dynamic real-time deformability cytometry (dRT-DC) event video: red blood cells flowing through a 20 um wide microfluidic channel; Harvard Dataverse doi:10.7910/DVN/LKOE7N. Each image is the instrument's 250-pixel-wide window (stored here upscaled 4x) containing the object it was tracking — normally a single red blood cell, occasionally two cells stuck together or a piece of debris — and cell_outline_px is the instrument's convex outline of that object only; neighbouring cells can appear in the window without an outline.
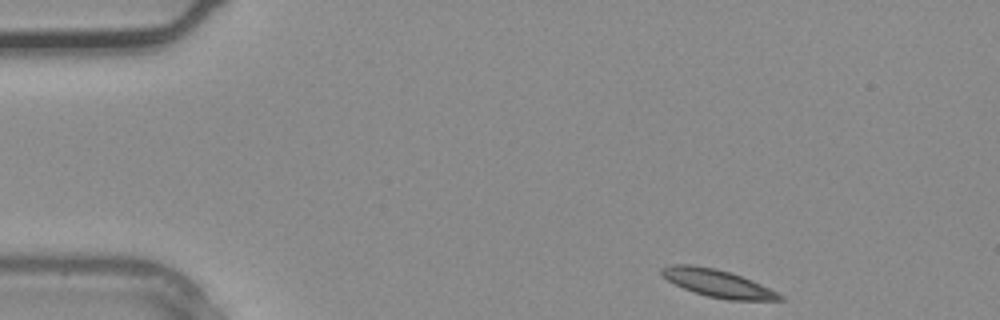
{"species": "common noctule bat (a hibernating species)", "species_latin": "Nyctalus noctula", "temperature_condition": "warm", "stored_images_in_passage": 3, "camera_frame_rate_fps": 3000, "um_per_image_px": 0.085, "animal": {"sex": "male", "body_mass_g": 20.4}, "frame": {"image": 1, "passage_image": 1, "time_ms": 0.0, "image_size_px": [1000, 320], "cell_outline_px": [[784, 300], [728, 300], [708, 296], [684, 288], [668, 280], [660, 272], [660, 268], [668, 264], [692, 264], [716, 268], [752, 280], [784, 296]], "centroid_in_image_um": [60.98, 24.06], "position_along_channel_um": 24.0, "area_um2": 18.73}}
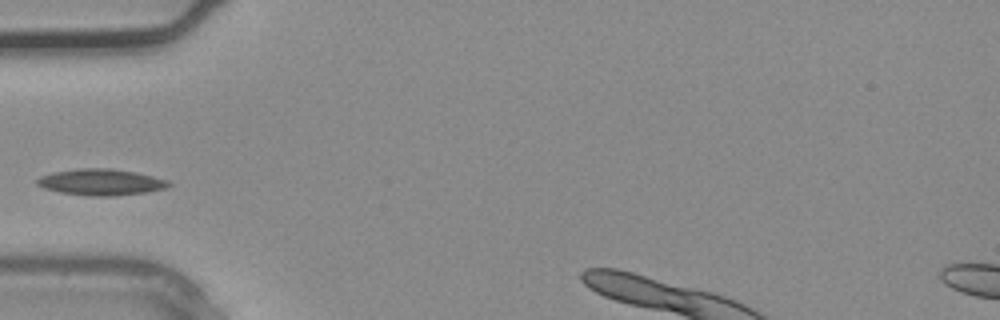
{"frame": {"image": 2, "passage_image": 3, "time_ms": 0.667, "image_size_px": [1000, 320], "cell_outline_px": [[172, 184], [168, 188], [148, 192], [112, 196], [88, 196], [60, 192], [44, 188], [36, 184], [36, 180], [40, 176], [52, 172], [76, 168], [112, 168], [136, 172], [168, 180]], "centroid_in_image_um": [8.59, 15.48], "position_along_channel_um": 76.4, "area_um2": 20.4}}